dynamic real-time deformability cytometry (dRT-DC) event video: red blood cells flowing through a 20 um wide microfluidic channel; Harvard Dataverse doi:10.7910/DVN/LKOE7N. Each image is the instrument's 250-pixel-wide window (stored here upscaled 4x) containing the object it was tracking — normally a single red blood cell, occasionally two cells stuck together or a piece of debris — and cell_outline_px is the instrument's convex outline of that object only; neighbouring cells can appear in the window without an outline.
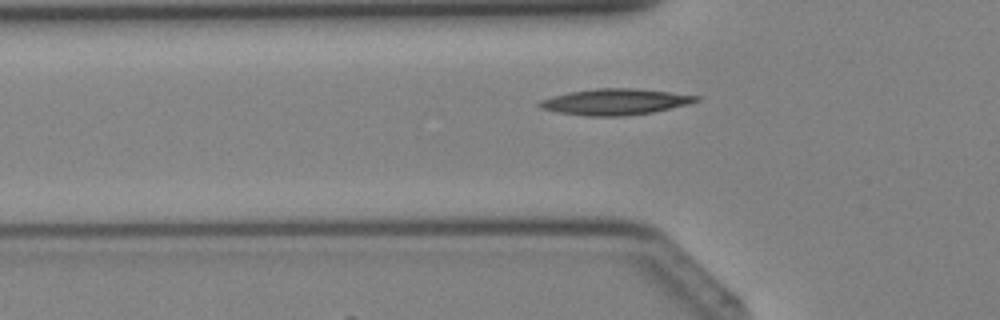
{"species": "Egyptian fruit bat (a non-hibernating species)", "species_latin": "Rousettus aegyptiacus", "temperature_condition": "cold", "stored_images_in_passage": 27, "camera_frame_rate_fps": 3000, "um_per_image_px": 0.085, "animal": {"sex": "female"}, "frame": {"image": 1, "passage_image": 3, "time_ms": 0.667, "image_size_px": [1000, 320], "cell_outline_px": [[700, 100], [652, 112], [624, 116], [588, 116], [560, 112], [540, 108], [536, 104], [540, 100], [552, 96], [568, 92], [596, 88], [632, 88], [668, 92], [700, 96]], "centroid_in_image_um": [52.22, 8.65], "position_along_channel_um": 73.6, "area_um2": 23.47}}
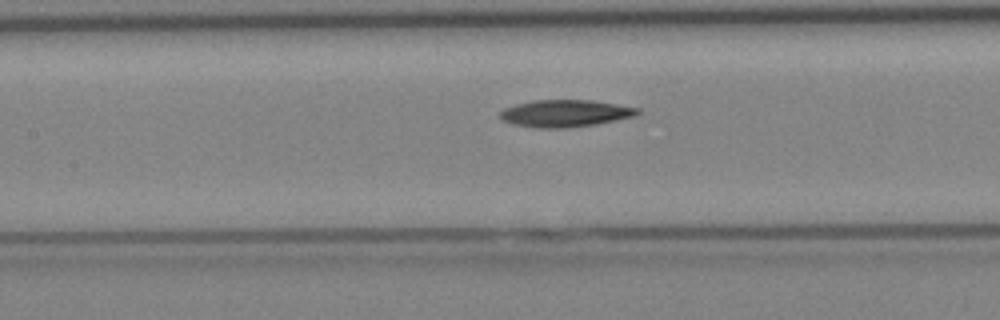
{"frame": {"image": 2, "passage_image": 8, "time_ms": 2.333, "image_size_px": [1000, 320], "cell_outline_px": [[640, 112], [636, 116], [596, 124], [568, 128], [536, 128], [512, 124], [504, 120], [500, 116], [500, 112], [504, 108], [516, 104], [536, 100], [592, 100], [640, 108]], "centroid_in_image_um": [48.06, 9.64], "position_along_channel_um": 159.3, "area_um2": 21.73}}
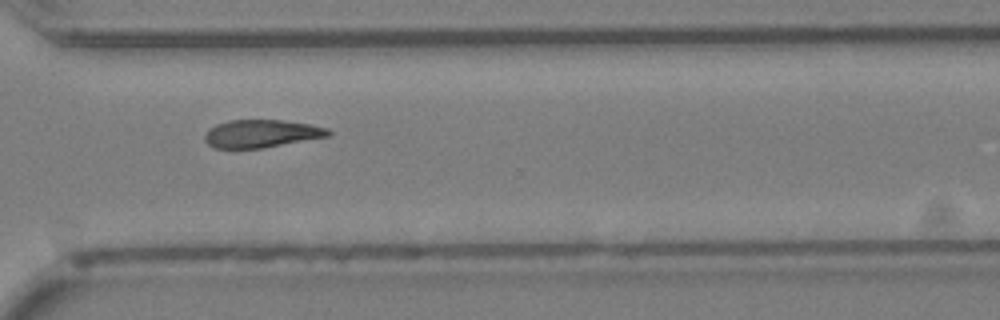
{"frame": {"image": 3, "passage_image": 19, "time_ms": 6.0, "image_size_px": [1000, 320], "cell_outline_px": [[332, 136], [264, 148], [216, 148], [208, 144], [204, 140], [204, 136], [208, 128], [216, 124], [228, 120], [280, 120], [312, 124], [328, 128], [332, 132]], "centroid_in_image_um": [22.26, 11.36], "position_along_channel_um": 348.3, "area_um2": 20.35}}